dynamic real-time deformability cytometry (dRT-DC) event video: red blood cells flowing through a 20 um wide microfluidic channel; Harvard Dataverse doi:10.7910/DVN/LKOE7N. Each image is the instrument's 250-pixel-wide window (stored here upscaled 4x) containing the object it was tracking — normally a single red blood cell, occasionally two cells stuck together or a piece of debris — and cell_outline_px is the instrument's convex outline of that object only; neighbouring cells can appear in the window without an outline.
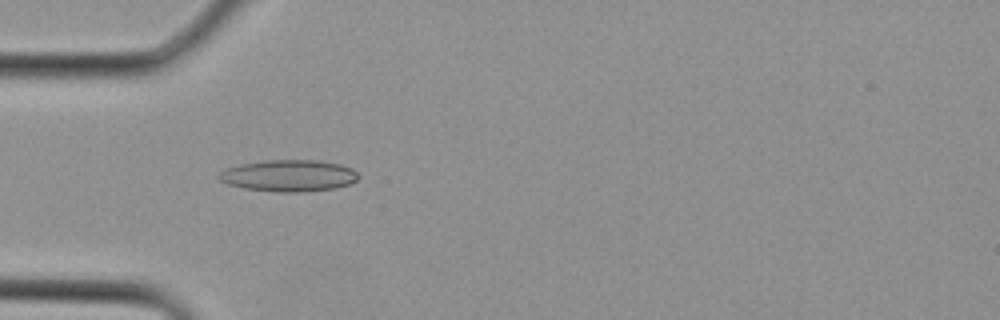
{"species": "Egyptian fruit bat (a non-hibernating species)", "species_latin": "Rousettus aegyptiacus", "temperature_condition": "cold", "stored_images_in_passage": 3, "camera_frame_rate_fps": 3000, "um_per_image_px": 0.085, "animal": {"sex": "female"}, "frame": {"image": 1, "passage_image": 3, "time_ms": 0.667, "image_size_px": [1000, 320], "cell_outline_px": [[360, 176], [356, 180], [348, 184], [336, 188], [304, 192], [276, 192], [244, 188], [228, 184], [220, 180], [216, 176], [220, 172], [228, 168], [240, 164], [264, 160], [316, 160], [340, 164], [352, 168]], "centroid_in_image_um": [24.55, 14.93], "position_along_channel_um": 60.5, "area_um2": 25.78}}